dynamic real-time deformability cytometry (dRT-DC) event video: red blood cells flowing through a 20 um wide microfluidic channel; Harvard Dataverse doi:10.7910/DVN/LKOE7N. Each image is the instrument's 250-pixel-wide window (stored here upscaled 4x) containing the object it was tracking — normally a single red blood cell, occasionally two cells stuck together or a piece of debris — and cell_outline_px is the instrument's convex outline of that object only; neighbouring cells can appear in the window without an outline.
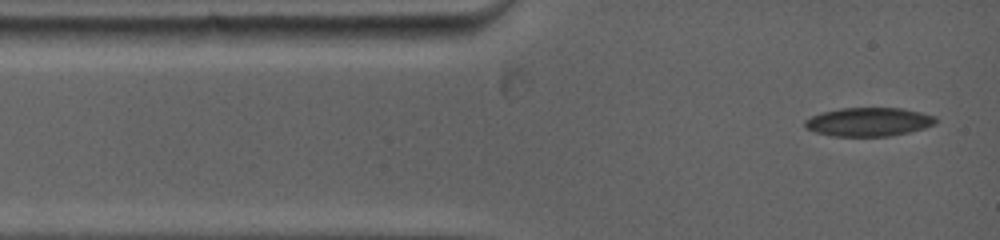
{"species": "common noctule bat (a hibernating species)", "species_latin": "Nyctalus noctula", "temperature_condition": "warm", "stored_images_in_passage": 67, "camera_frame_rate_fps": 5000, "um_per_image_px": 0.085, "animal": {"sex": "female", "body_mass_g": 19.0, "forearm_length_mm": 53.3}, "frame": {"image": 1, "passage_image": 1, "time_ms": 0.0, "image_size_px": [1000, 240], "cell_outline_px": [[936, 124], [924, 128], [908, 132], [888, 136], [832, 136], [816, 132], [804, 128], [804, 120], [820, 112], [840, 108], [904, 108], [936, 116]], "centroid_in_image_um": [73.81, 10.35], "position_along_channel_um": 11.2, "area_um2": 21.96}}
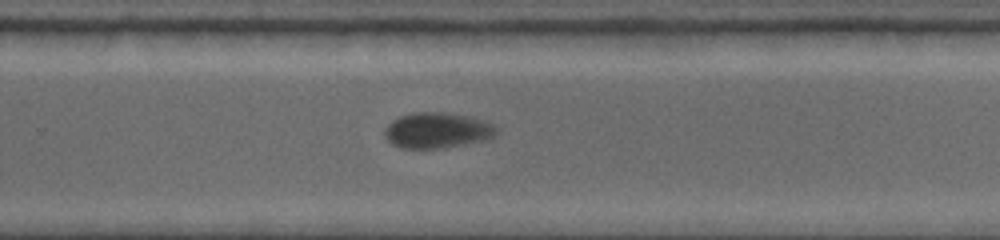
{"frame": {"image": 2, "passage_image": 28, "time_ms": 8.2, "image_size_px": [1000, 240], "cell_outline_px": [[500, 128], [492, 136], [484, 140], [440, 148], [400, 148], [392, 144], [384, 136], [384, 128], [392, 120], [400, 116], [416, 112], [444, 112], [484, 120]], "centroid_in_image_um": [37.12, 11.08], "position_along_channel_um": 292.7, "area_um2": 23.0}}
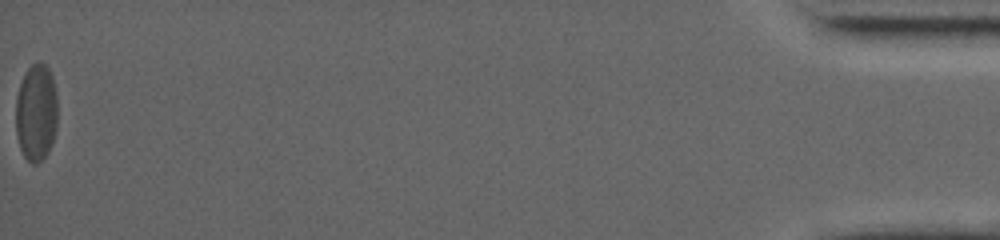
{"frame": {"image": 3, "passage_image": 67, "time_ms": 16.2, "image_size_px": [1000, 240], "cell_outline_px": [[56, 128], [52, 144], [48, 152], [36, 164], [32, 164], [24, 156], [20, 148], [16, 132], [16, 96], [20, 84], [28, 68], [36, 60], [40, 60], [48, 68], [52, 76], [56, 92]], "centroid_in_image_um": [3.07, 9.55], "position_along_channel_um": 432.1, "area_um2": 23.7}, "authors_computed_cell_mechanics": {"area_um2": 23.2356, "velocity_mm_per_s": 3.8609, "shape_relaxation_time_tau1_ms": 3.4025, "shape_relaxation_time_tau2_ms": null, "deformation_change_tau1": 0.119, "deformation_change_tau2": null}}